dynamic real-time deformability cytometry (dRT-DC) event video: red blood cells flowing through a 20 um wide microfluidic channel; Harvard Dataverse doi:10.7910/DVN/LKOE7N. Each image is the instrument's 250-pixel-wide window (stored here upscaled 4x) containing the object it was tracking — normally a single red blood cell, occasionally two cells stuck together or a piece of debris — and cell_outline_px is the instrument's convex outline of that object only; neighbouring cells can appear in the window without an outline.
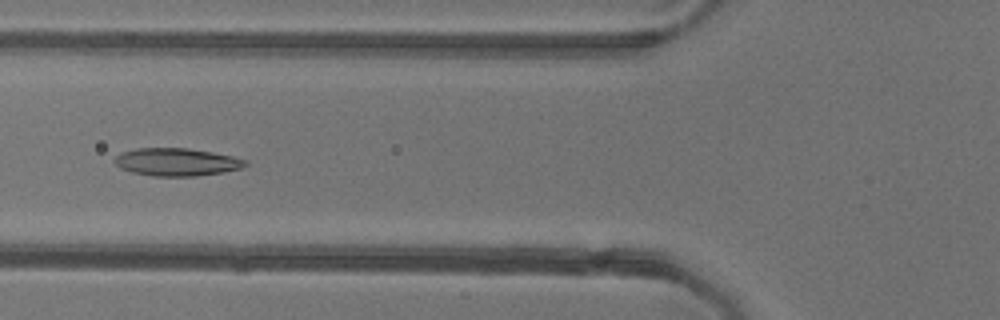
{"species": "common noctule bat (a hibernating species)", "species_latin": "Nyctalus noctula", "temperature_condition": "warm", "stored_images_in_passage": 53, "camera_frame_rate_fps": 3000, "um_per_image_px": 0.085, "animal": {"sex": "female"}, "frame": {"image": 1, "passage_image": 20, "time_ms": 6.333, "image_size_px": [1000, 320], "cell_outline_px": [[248, 164], [240, 168], [224, 172], [196, 176], [152, 176], [132, 172], [120, 168], [112, 160], [116, 156], [124, 152], [136, 148], [188, 148], [212, 152], [232, 156], [248, 160]], "centroid_in_image_um": [15.02, 13.77], "position_along_channel_um": 110.8, "area_um2": 21.15}}
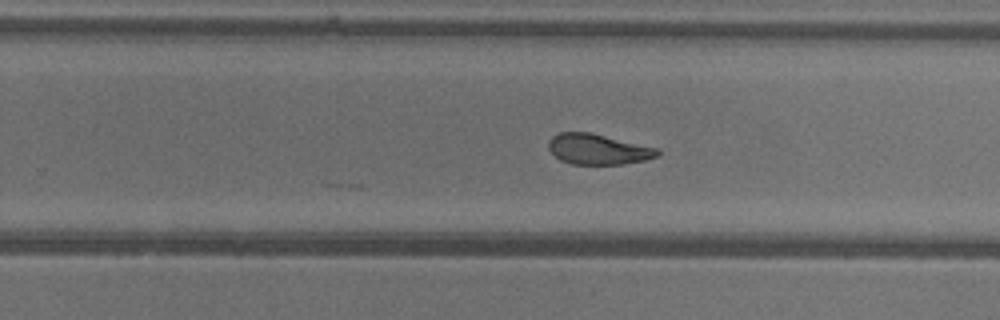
{"frame": {"image": 2, "passage_image": 33, "time_ms": 10.667, "image_size_px": [1000, 320], "cell_outline_px": [[660, 156], [644, 160], [620, 164], [572, 164], [560, 160], [548, 148], [548, 140], [552, 136], [560, 132], [588, 132], [656, 148], [660, 152]], "centroid_in_image_um": [50.8, 12.69], "position_along_channel_um": 279.0, "area_um2": 19.07}}
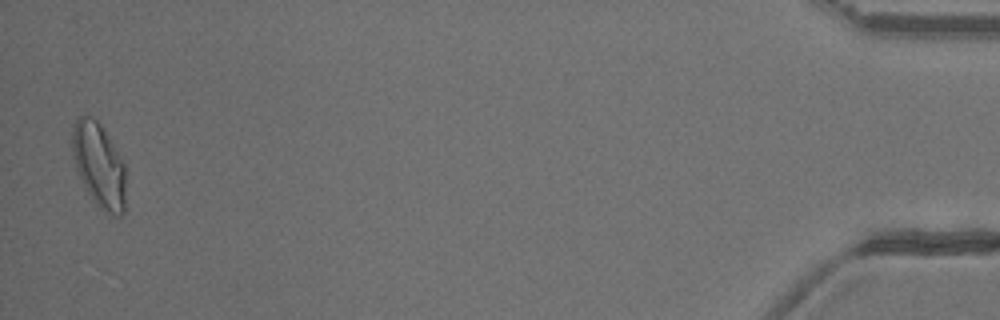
{"frame": {"image": 3, "passage_image": 52, "time_ms": 17.0, "image_size_px": [1000, 320], "cell_outline_px": [[124, 212], [120, 216], [112, 216], [100, 208], [96, 204], [88, 192], [76, 168], [72, 156], [72, 128], [76, 120], [80, 116], [92, 116], [100, 124], [124, 164]], "centroid_in_image_um": [8.39, 14.04], "position_along_channel_um": 426.8, "area_um2": 25.78}, "authors_computed_cell_mechanics": {"area_um2": 21.5016, "velocity_mm_per_s": 3.8829, "shape_relaxation_time_tau1_ms": null, "shape_relaxation_time_tau2_ms": 2.3109, "deformation_change_tau1": null, "deformation_change_tau2": 0.0968}}